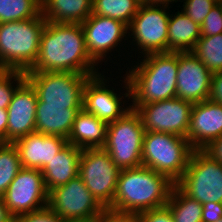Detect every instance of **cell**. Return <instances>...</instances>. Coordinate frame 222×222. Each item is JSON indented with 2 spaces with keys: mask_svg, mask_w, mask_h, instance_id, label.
Segmentation results:
<instances>
[{
  "mask_svg": "<svg viewBox=\"0 0 222 222\" xmlns=\"http://www.w3.org/2000/svg\"><path fill=\"white\" fill-rule=\"evenodd\" d=\"M98 65L88 54L81 24L46 21L37 60L26 72L67 71L95 76Z\"/></svg>",
  "mask_w": 222,
  "mask_h": 222,
  "instance_id": "1",
  "label": "cell"
},
{
  "mask_svg": "<svg viewBox=\"0 0 222 222\" xmlns=\"http://www.w3.org/2000/svg\"><path fill=\"white\" fill-rule=\"evenodd\" d=\"M175 183L145 166L123 169L119 173L113 203L109 209L139 214L165 207Z\"/></svg>",
  "mask_w": 222,
  "mask_h": 222,
  "instance_id": "2",
  "label": "cell"
},
{
  "mask_svg": "<svg viewBox=\"0 0 222 222\" xmlns=\"http://www.w3.org/2000/svg\"><path fill=\"white\" fill-rule=\"evenodd\" d=\"M126 71L132 105L141 106L177 97L178 52L141 56Z\"/></svg>",
  "mask_w": 222,
  "mask_h": 222,
  "instance_id": "3",
  "label": "cell"
},
{
  "mask_svg": "<svg viewBox=\"0 0 222 222\" xmlns=\"http://www.w3.org/2000/svg\"><path fill=\"white\" fill-rule=\"evenodd\" d=\"M45 24L42 13L31 19L0 23V70L26 72L35 64Z\"/></svg>",
  "mask_w": 222,
  "mask_h": 222,
  "instance_id": "4",
  "label": "cell"
},
{
  "mask_svg": "<svg viewBox=\"0 0 222 222\" xmlns=\"http://www.w3.org/2000/svg\"><path fill=\"white\" fill-rule=\"evenodd\" d=\"M193 150L185 137L145 132L142 165L167 176L176 184L186 171Z\"/></svg>",
  "mask_w": 222,
  "mask_h": 222,
  "instance_id": "5",
  "label": "cell"
},
{
  "mask_svg": "<svg viewBox=\"0 0 222 222\" xmlns=\"http://www.w3.org/2000/svg\"><path fill=\"white\" fill-rule=\"evenodd\" d=\"M145 132L139 114L132 108L121 118L107 124L103 149L120 170L142 166Z\"/></svg>",
  "mask_w": 222,
  "mask_h": 222,
  "instance_id": "6",
  "label": "cell"
},
{
  "mask_svg": "<svg viewBox=\"0 0 222 222\" xmlns=\"http://www.w3.org/2000/svg\"><path fill=\"white\" fill-rule=\"evenodd\" d=\"M90 77L67 71L25 72L38 100L66 109H83V90Z\"/></svg>",
  "mask_w": 222,
  "mask_h": 222,
  "instance_id": "7",
  "label": "cell"
},
{
  "mask_svg": "<svg viewBox=\"0 0 222 222\" xmlns=\"http://www.w3.org/2000/svg\"><path fill=\"white\" fill-rule=\"evenodd\" d=\"M176 185L201 204L222 203V164L203 150H193Z\"/></svg>",
  "mask_w": 222,
  "mask_h": 222,
  "instance_id": "8",
  "label": "cell"
},
{
  "mask_svg": "<svg viewBox=\"0 0 222 222\" xmlns=\"http://www.w3.org/2000/svg\"><path fill=\"white\" fill-rule=\"evenodd\" d=\"M120 171L103 148L82 150L79 158V176L104 208L113 203Z\"/></svg>",
  "mask_w": 222,
  "mask_h": 222,
  "instance_id": "9",
  "label": "cell"
},
{
  "mask_svg": "<svg viewBox=\"0 0 222 222\" xmlns=\"http://www.w3.org/2000/svg\"><path fill=\"white\" fill-rule=\"evenodd\" d=\"M167 6L142 4L137 14L127 26L136 48L142 49V56L157 53H168V23ZM138 46V47H137ZM144 52V53H143Z\"/></svg>",
  "mask_w": 222,
  "mask_h": 222,
  "instance_id": "10",
  "label": "cell"
},
{
  "mask_svg": "<svg viewBox=\"0 0 222 222\" xmlns=\"http://www.w3.org/2000/svg\"><path fill=\"white\" fill-rule=\"evenodd\" d=\"M47 207L65 221L96 219L105 209L78 175L48 192Z\"/></svg>",
  "mask_w": 222,
  "mask_h": 222,
  "instance_id": "11",
  "label": "cell"
},
{
  "mask_svg": "<svg viewBox=\"0 0 222 222\" xmlns=\"http://www.w3.org/2000/svg\"><path fill=\"white\" fill-rule=\"evenodd\" d=\"M193 103L181 98L131 106L140 116L146 132H163L187 137Z\"/></svg>",
  "mask_w": 222,
  "mask_h": 222,
  "instance_id": "12",
  "label": "cell"
},
{
  "mask_svg": "<svg viewBox=\"0 0 222 222\" xmlns=\"http://www.w3.org/2000/svg\"><path fill=\"white\" fill-rule=\"evenodd\" d=\"M2 198L14 219L47 207L48 191L41 170L22 168Z\"/></svg>",
  "mask_w": 222,
  "mask_h": 222,
  "instance_id": "13",
  "label": "cell"
},
{
  "mask_svg": "<svg viewBox=\"0 0 222 222\" xmlns=\"http://www.w3.org/2000/svg\"><path fill=\"white\" fill-rule=\"evenodd\" d=\"M123 79L122 82L125 83L123 87L126 89V93L122 94V97L114 91L115 89H108L110 88L107 85L109 81L105 79L102 73L91 76L85 83L83 90V109L106 124L121 118L131 109L130 105L126 108L123 105L126 103L123 98L126 99L127 97L128 101L130 99V86L126 74Z\"/></svg>",
  "mask_w": 222,
  "mask_h": 222,
  "instance_id": "14",
  "label": "cell"
},
{
  "mask_svg": "<svg viewBox=\"0 0 222 222\" xmlns=\"http://www.w3.org/2000/svg\"><path fill=\"white\" fill-rule=\"evenodd\" d=\"M81 26L88 54L97 64L108 58L106 56L110 54L109 51L116 50L122 39L127 38V33H130L123 22L92 14Z\"/></svg>",
  "mask_w": 222,
  "mask_h": 222,
  "instance_id": "15",
  "label": "cell"
},
{
  "mask_svg": "<svg viewBox=\"0 0 222 222\" xmlns=\"http://www.w3.org/2000/svg\"><path fill=\"white\" fill-rule=\"evenodd\" d=\"M212 73L193 52H178L177 98L193 104L209 98Z\"/></svg>",
  "mask_w": 222,
  "mask_h": 222,
  "instance_id": "16",
  "label": "cell"
},
{
  "mask_svg": "<svg viewBox=\"0 0 222 222\" xmlns=\"http://www.w3.org/2000/svg\"><path fill=\"white\" fill-rule=\"evenodd\" d=\"M37 101L36 91L27 80L15 90L7 107V143L35 132Z\"/></svg>",
  "mask_w": 222,
  "mask_h": 222,
  "instance_id": "17",
  "label": "cell"
},
{
  "mask_svg": "<svg viewBox=\"0 0 222 222\" xmlns=\"http://www.w3.org/2000/svg\"><path fill=\"white\" fill-rule=\"evenodd\" d=\"M222 135V104L210 99L193 104L187 140L194 150H202Z\"/></svg>",
  "mask_w": 222,
  "mask_h": 222,
  "instance_id": "18",
  "label": "cell"
},
{
  "mask_svg": "<svg viewBox=\"0 0 222 222\" xmlns=\"http://www.w3.org/2000/svg\"><path fill=\"white\" fill-rule=\"evenodd\" d=\"M68 143L66 138L33 132L18 139L16 146L23 168L41 170Z\"/></svg>",
  "mask_w": 222,
  "mask_h": 222,
  "instance_id": "19",
  "label": "cell"
},
{
  "mask_svg": "<svg viewBox=\"0 0 222 222\" xmlns=\"http://www.w3.org/2000/svg\"><path fill=\"white\" fill-rule=\"evenodd\" d=\"M82 149L67 143L42 169L47 191L67 184L79 175V158Z\"/></svg>",
  "mask_w": 222,
  "mask_h": 222,
  "instance_id": "20",
  "label": "cell"
},
{
  "mask_svg": "<svg viewBox=\"0 0 222 222\" xmlns=\"http://www.w3.org/2000/svg\"><path fill=\"white\" fill-rule=\"evenodd\" d=\"M80 110L82 109H66V106L45 105L44 102L38 100L35 132L68 139L73 122Z\"/></svg>",
  "mask_w": 222,
  "mask_h": 222,
  "instance_id": "21",
  "label": "cell"
},
{
  "mask_svg": "<svg viewBox=\"0 0 222 222\" xmlns=\"http://www.w3.org/2000/svg\"><path fill=\"white\" fill-rule=\"evenodd\" d=\"M107 124L95 115L80 110L73 122L68 143L80 149L103 148L106 142Z\"/></svg>",
  "mask_w": 222,
  "mask_h": 222,
  "instance_id": "22",
  "label": "cell"
},
{
  "mask_svg": "<svg viewBox=\"0 0 222 222\" xmlns=\"http://www.w3.org/2000/svg\"><path fill=\"white\" fill-rule=\"evenodd\" d=\"M201 38V26L184 12L170 14L168 23V52H192Z\"/></svg>",
  "mask_w": 222,
  "mask_h": 222,
  "instance_id": "23",
  "label": "cell"
},
{
  "mask_svg": "<svg viewBox=\"0 0 222 222\" xmlns=\"http://www.w3.org/2000/svg\"><path fill=\"white\" fill-rule=\"evenodd\" d=\"M92 0H41V13L46 21L83 23L91 15Z\"/></svg>",
  "mask_w": 222,
  "mask_h": 222,
  "instance_id": "24",
  "label": "cell"
},
{
  "mask_svg": "<svg viewBox=\"0 0 222 222\" xmlns=\"http://www.w3.org/2000/svg\"><path fill=\"white\" fill-rule=\"evenodd\" d=\"M166 207L170 210L174 222H202V204L186 195L176 184Z\"/></svg>",
  "mask_w": 222,
  "mask_h": 222,
  "instance_id": "25",
  "label": "cell"
},
{
  "mask_svg": "<svg viewBox=\"0 0 222 222\" xmlns=\"http://www.w3.org/2000/svg\"><path fill=\"white\" fill-rule=\"evenodd\" d=\"M140 5L136 0H92L91 14L116 19L128 26Z\"/></svg>",
  "mask_w": 222,
  "mask_h": 222,
  "instance_id": "26",
  "label": "cell"
},
{
  "mask_svg": "<svg viewBox=\"0 0 222 222\" xmlns=\"http://www.w3.org/2000/svg\"><path fill=\"white\" fill-rule=\"evenodd\" d=\"M192 52L212 74L222 72V33L201 37Z\"/></svg>",
  "mask_w": 222,
  "mask_h": 222,
  "instance_id": "27",
  "label": "cell"
},
{
  "mask_svg": "<svg viewBox=\"0 0 222 222\" xmlns=\"http://www.w3.org/2000/svg\"><path fill=\"white\" fill-rule=\"evenodd\" d=\"M41 13V0H0V23L22 21Z\"/></svg>",
  "mask_w": 222,
  "mask_h": 222,
  "instance_id": "28",
  "label": "cell"
},
{
  "mask_svg": "<svg viewBox=\"0 0 222 222\" xmlns=\"http://www.w3.org/2000/svg\"><path fill=\"white\" fill-rule=\"evenodd\" d=\"M20 157L13 143H3L0 146V195L8 189L10 183L22 169Z\"/></svg>",
  "mask_w": 222,
  "mask_h": 222,
  "instance_id": "29",
  "label": "cell"
},
{
  "mask_svg": "<svg viewBox=\"0 0 222 222\" xmlns=\"http://www.w3.org/2000/svg\"><path fill=\"white\" fill-rule=\"evenodd\" d=\"M25 80V72L19 70H0V109H7L15 90Z\"/></svg>",
  "mask_w": 222,
  "mask_h": 222,
  "instance_id": "30",
  "label": "cell"
},
{
  "mask_svg": "<svg viewBox=\"0 0 222 222\" xmlns=\"http://www.w3.org/2000/svg\"><path fill=\"white\" fill-rule=\"evenodd\" d=\"M182 12L190 17L195 23H203L211 9L216 5L212 0H183Z\"/></svg>",
  "mask_w": 222,
  "mask_h": 222,
  "instance_id": "31",
  "label": "cell"
},
{
  "mask_svg": "<svg viewBox=\"0 0 222 222\" xmlns=\"http://www.w3.org/2000/svg\"><path fill=\"white\" fill-rule=\"evenodd\" d=\"M222 33V4H216L201 24V37Z\"/></svg>",
  "mask_w": 222,
  "mask_h": 222,
  "instance_id": "32",
  "label": "cell"
},
{
  "mask_svg": "<svg viewBox=\"0 0 222 222\" xmlns=\"http://www.w3.org/2000/svg\"><path fill=\"white\" fill-rule=\"evenodd\" d=\"M14 222H66L48 207L31 213L23 214L14 219Z\"/></svg>",
  "mask_w": 222,
  "mask_h": 222,
  "instance_id": "33",
  "label": "cell"
},
{
  "mask_svg": "<svg viewBox=\"0 0 222 222\" xmlns=\"http://www.w3.org/2000/svg\"><path fill=\"white\" fill-rule=\"evenodd\" d=\"M138 222H174L170 210L165 206L137 214Z\"/></svg>",
  "mask_w": 222,
  "mask_h": 222,
  "instance_id": "34",
  "label": "cell"
},
{
  "mask_svg": "<svg viewBox=\"0 0 222 222\" xmlns=\"http://www.w3.org/2000/svg\"><path fill=\"white\" fill-rule=\"evenodd\" d=\"M96 222H138V218L136 214L105 208L96 218Z\"/></svg>",
  "mask_w": 222,
  "mask_h": 222,
  "instance_id": "35",
  "label": "cell"
},
{
  "mask_svg": "<svg viewBox=\"0 0 222 222\" xmlns=\"http://www.w3.org/2000/svg\"><path fill=\"white\" fill-rule=\"evenodd\" d=\"M222 218V203L202 204V222H216Z\"/></svg>",
  "mask_w": 222,
  "mask_h": 222,
  "instance_id": "36",
  "label": "cell"
},
{
  "mask_svg": "<svg viewBox=\"0 0 222 222\" xmlns=\"http://www.w3.org/2000/svg\"><path fill=\"white\" fill-rule=\"evenodd\" d=\"M215 103L222 104V72L212 74L209 98Z\"/></svg>",
  "mask_w": 222,
  "mask_h": 222,
  "instance_id": "37",
  "label": "cell"
},
{
  "mask_svg": "<svg viewBox=\"0 0 222 222\" xmlns=\"http://www.w3.org/2000/svg\"><path fill=\"white\" fill-rule=\"evenodd\" d=\"M212 159L219 161L222 164V135L212 140L205 148L202 149Z\"/></svg>",
  "mask_w": 222,
  "mask_h": 222,
  "instance_id": "38",
  "label": "cell"
},
{
  "mask_svg": "<svg viewBox=\"0 0 222 222\" xmlns=\"http://www.w3.org/2000/svg\"><path fill=\"white\" fill-rule=\"evenodd\" d=\"M7 123V109H0V138L4 141V143H7Z\"/></svg>",
  "mask_w": 222,
  "mask_h": 222,
  "instance_id": "39",
  "label": "cell"
},
{
  "mask_svg": "<svg viewBox=\"0 0 222 222\" xmlns=\"http://www.w3.org/2000/svg\"><path fill=\"white\" fill-rule=\"evenodd\" d=\"M0 222H14V218L9 214L1 195H0Z\"/></svg>",
  "mask_w": 222,
  "mask_h": 222,
  "instance_id": "40",
  "label": "cell"
},
{
  "mask_svg": "<svg viewBox=\"0 0 222 222\" xmlns=\"http://www.w3.org/2000/svg\"><path fill=\"white\" fill-rule=\"evenodd\" d=\"M179 0H147L148 5L167 6L169 7L171 2H178Z\"/></svg>",
  "mask_w": 222,
  "mask_h": 222,
  "instance_id": "41",
  "label": "cell"
},
{
  "mask_svg": "<svg viewBox=\"0 0 222 222\" xmlns=\"http://www.w3.org/2000/svg\"><path fill=\"white\" fill-rule=\"evenodd\" d=\"M66 222H96V219L70 220Z\"/></svg>",
  "mask_w": 222,
  "mask_h": 222,
  "instance_id": "42",
  "label": "cell"
},
{
  "mask_svg": "<svg viewBox=\"0 0 222 222\" xmlns=\"http://www.w3.org/2000/svg\"><path fill=\"white\" fill-rule=\"evenodd\" d=\"M136 1H138L141 5L142 4H147V0H136Z\"/></svg>",
  "mask_w": 222,
  "mask_h": 222,
  "instance_id": "43",
  "label": "cell"
},
{
  "mask_svg": "<svg viewBox=\"0 0 222 222\" xmlns=\"http://www.w3.org/2000/svg\"><path fill=\"white\" fill-rule=\"evenodd\" d=\"M215 4H222V0H212Z\"/></svg>",
  "mask_w": 222,
  "mask_h": 222,
  "instance_id": "44",
  "label": "cell"
},
{
  "mask_svg": "<svg viewBox=\"0 0 222 222\" xmlns=\"http://www.w3.org/2000/svg\"><path fill=\"white\" fill-rule=\"evenodd\" d=\"M4 143V141L0 138V146Z\"/></svg>",
  "mask_w": 222,
  "mask_h": 222,
  "instance_id": "45",
  "label": "cell"
}]
</instances>
